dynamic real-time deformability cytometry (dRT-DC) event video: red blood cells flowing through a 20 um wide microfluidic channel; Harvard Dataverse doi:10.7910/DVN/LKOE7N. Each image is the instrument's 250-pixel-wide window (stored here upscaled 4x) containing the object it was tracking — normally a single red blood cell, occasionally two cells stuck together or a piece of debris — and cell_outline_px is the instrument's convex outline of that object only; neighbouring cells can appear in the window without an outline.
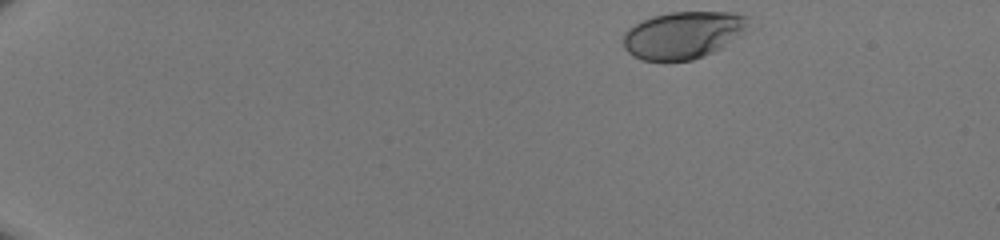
{"species": "human", "species_latin": "Homo sapiens", "temperature_condition": "room temperature", "stored_images_in_passage": 43, "camera_frame_rate_fps": 3000, "um_per_image_px": 0.085, "donor": {"sex": "male"}, "frame": {"image": 1, "passage_image": 1, "time_ms": 0.0, "image_size_px": [1000, 240], "cell_outline_px": [[748, 16], [744, 36], [704, 56], [692, 60], [644, 60], [632, 56], [624, 48], [624, 32], [628, 28], [652, 16], [668, 12], [736, 12]], "centroid_in_image_um": [58.1, 2.97], "position_along_channel_um": 26.9, "area_um2": 34.51}}
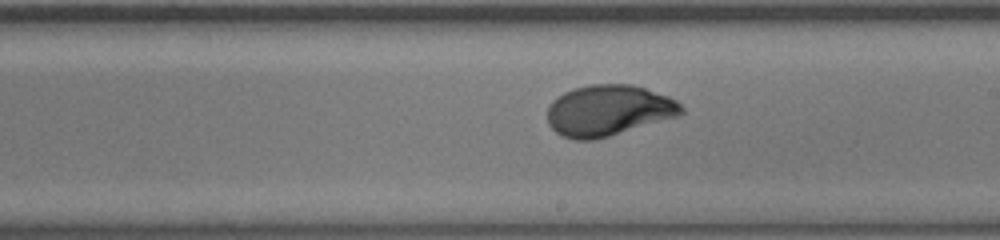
{"frame": {"image": 2, "passage_image": 25, "time_ms": 8.0, "image_size_px": [1000, 240], "cell_outline_px": [[684, 112], [680, 116], [608, 136], [592, 140], [576, 140], [564, 136], [556, 132], [548, 124], [548, 108], [552, 100], [556, 96], [564, 92], [576, 88], [592, 84], [632, 84], [668, 96], [676, 100], [684, 108]], "centroid_in_image_um": [51.73, 9.38], "position_along_channel_um": 237.3, "area_um2": 39.71}}
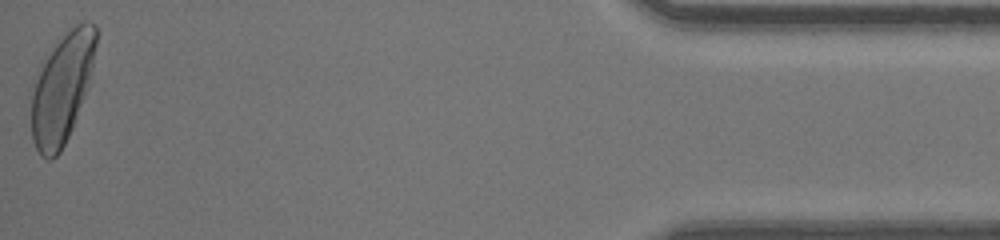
{"frame": {"image": 3, "passage_image": 43, "time_ms": 14.0, "image_size_px": [1000, 240], "cell_outline_px": [[96, 44], [92, 64], [84, 96], [72, 128], [60, 152], [52, 160], [48, 160], [40, 156], [32, 140], [32, 96], [40, 64], [68, 28], [84, 20], [88, 20], [96, 24]], "centroid_in_image_um": [5.26, 7.48], "position_along_channel_um": 429.9, "area_um2": 40.81}}